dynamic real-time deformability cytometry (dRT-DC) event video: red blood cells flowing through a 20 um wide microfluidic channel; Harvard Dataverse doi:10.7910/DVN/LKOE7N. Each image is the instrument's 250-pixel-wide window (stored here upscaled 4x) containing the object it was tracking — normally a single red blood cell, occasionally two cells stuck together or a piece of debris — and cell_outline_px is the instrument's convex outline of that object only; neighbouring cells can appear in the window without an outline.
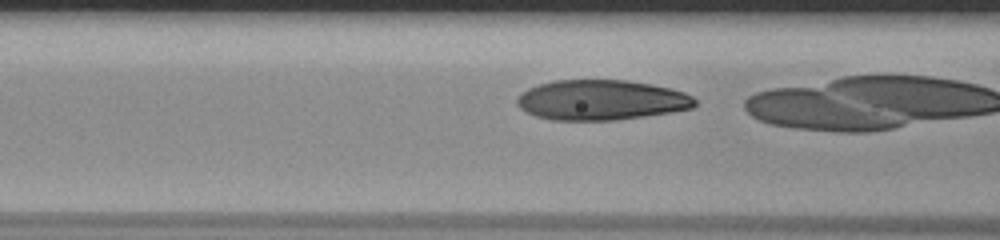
{"species": "human", "species_latin": "Homo sapiens", "temperature_condition": "room temperature", "stored_images_in_passage": 6, "camera_frame_rate_fps": 3000, "um_per_image_px": 0.085, "donor": {"sex": "male"}, "frame": {"image": 1, "passage_image": 3, "time_ms": 0.667, "image_size_px": [1000, 240], "cell_outline_px": [[696, 104], [692, 108], [672, 112], [616, 120], [552, 120], [536, 116], [524, 112], [516, 104], [516, 100], [528, 88], [552, 80], [628, 80], [652, 84], [684, 92], [692, 96], [696, 100]], "centroid_in_image_um": [51.1, 8.5], "position_along_channel_um": 115.5, "area_um2": 41.67}}